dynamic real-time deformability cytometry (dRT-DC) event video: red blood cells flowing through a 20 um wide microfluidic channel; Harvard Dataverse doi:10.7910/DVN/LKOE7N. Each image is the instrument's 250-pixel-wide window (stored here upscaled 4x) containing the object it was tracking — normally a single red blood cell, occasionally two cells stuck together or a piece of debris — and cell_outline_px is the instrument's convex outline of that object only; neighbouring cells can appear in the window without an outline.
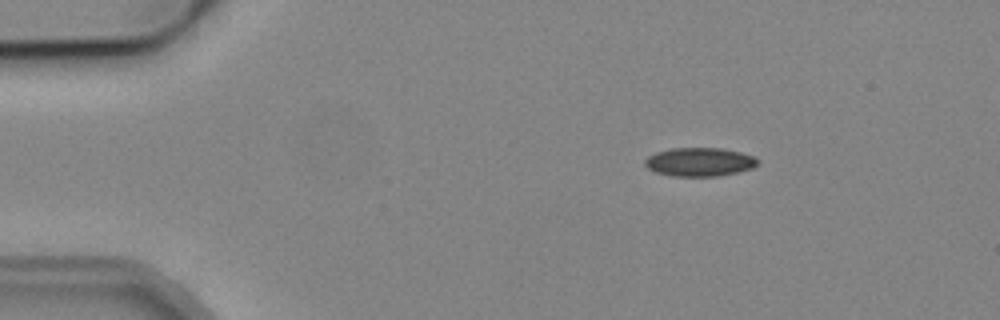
{"species": "common noctule bat (a hibernating species)", "species_latin": "Nyctalus noctula", "temperature_condition": "cold", "stored_images_in_passage": 3, "camera_frame_rate_fps": 3000, "um_per_image_px": 0.085, "animal": {"sex": "male", "body_mass_g": 19.2, "forearm_length_mm": 51.8}, "frame": {"image": 1, "passage_image": 1, "time_ms": 0.0, "image_size_px": [1000, 320], "cell_outline_px": [[760, 160], [752, 168], [736, 172], [716, 176], [672, 176], [656, 172], [648, 168], [644, 164], [644, 160], [648, 156], [656, 152], [672, 148], [720, 148], [740, 152], [756, 156]], "centroid_in_image_um": [59.46, 13.76], "position_along_channel_um": 25.5, "area_um2": 18.79}}